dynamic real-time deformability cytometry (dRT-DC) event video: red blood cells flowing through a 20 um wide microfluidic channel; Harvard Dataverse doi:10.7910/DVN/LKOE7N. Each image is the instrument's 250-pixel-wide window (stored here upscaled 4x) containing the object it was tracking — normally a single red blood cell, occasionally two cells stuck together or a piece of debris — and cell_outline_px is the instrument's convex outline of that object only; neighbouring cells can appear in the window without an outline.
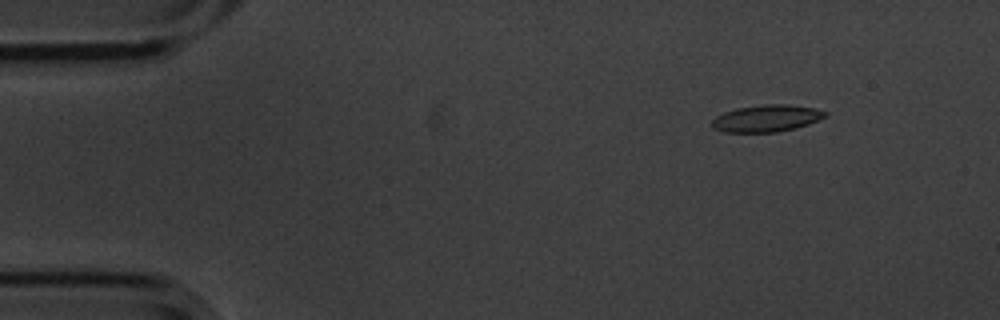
{"species": "common noctule bat (a hibernating species)", "species_latin": "Nyctalus noctula", "temperature_condition": "cold", "stored_images_in_passage": 6, "camera_frame_rate_fps": 3000, "um_per_image_px": 0.085, "animal": {"sex": "male", "body_mass_g": 20.1, "forearm_length_mm": 53.5}, "frame": {"image": 1, "passage_image": 2, "time_ms": 0.333, "image_size_px": [1000, 320], "cell_outline_px": [[828, 116], [808, 124], [796, 128], [776, 132], [724, 132], [712, 128], [712, 120], [716, 116], [724, 112], [736, 108], [764, 104], [788, 104], [812, 108], [828, 112]], "centroid_in_image_um": [65.15, 10.06], "position_along_channel_um": 19.8, "area_um2": 17.8}}
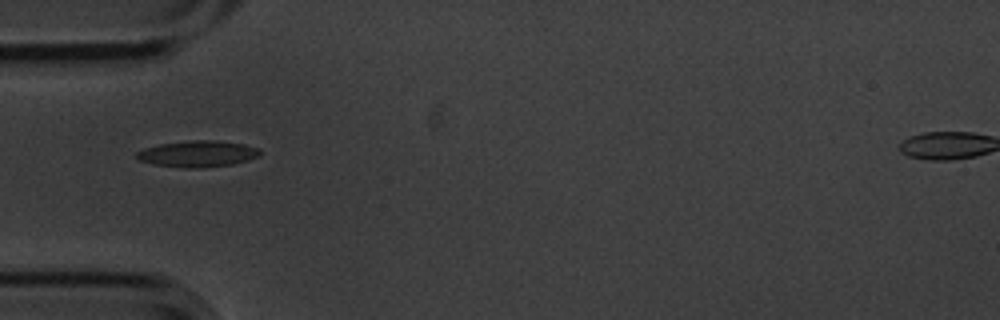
{"frame": {"image": 2, "passage_image": 5, "time_ms": 1.333, "image_size_px": [1000, 320], "cell_outline_px": [[260, 156], [248, 160], [232, 164], [200, 168], [184, 168], [152, 164], [136, 160], [132, 156], [136, 152], [144, 148], [160, 144], [188, 140], [212, 140], [244, 144], [260, 148]], "centroid_in_image_um": [16.75, 13.08], "position_along_channel_um": 68.3, "area_um2": 19.19}}
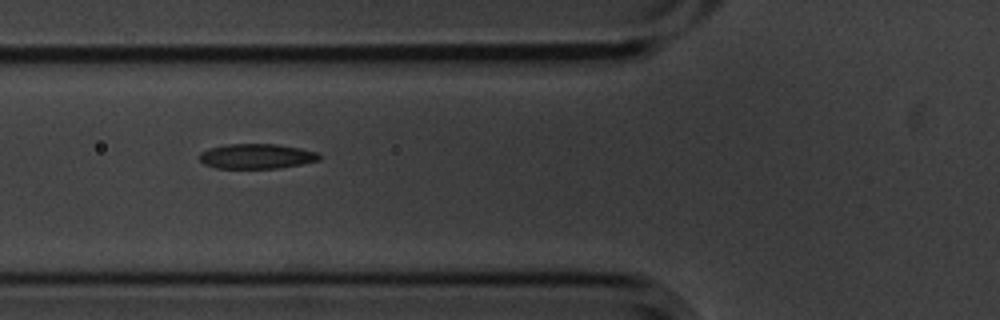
{"frame": {"image": 3, "passage_image": 6, "time_ms": 1.667, "image_size_px": [1000, 320], "cell_outline_px": [[320, 160], [280, 168], [216, 168], [204, 164], [200, 160], [200, 152], [208, 148], [228, 144], [276, 144], [300, 148], [316, 152], [320, 156]], "centroid_in_image_um": [21.79, 13.28], "position_along_channel_um": 104.0, "area_um2": 17.34}}